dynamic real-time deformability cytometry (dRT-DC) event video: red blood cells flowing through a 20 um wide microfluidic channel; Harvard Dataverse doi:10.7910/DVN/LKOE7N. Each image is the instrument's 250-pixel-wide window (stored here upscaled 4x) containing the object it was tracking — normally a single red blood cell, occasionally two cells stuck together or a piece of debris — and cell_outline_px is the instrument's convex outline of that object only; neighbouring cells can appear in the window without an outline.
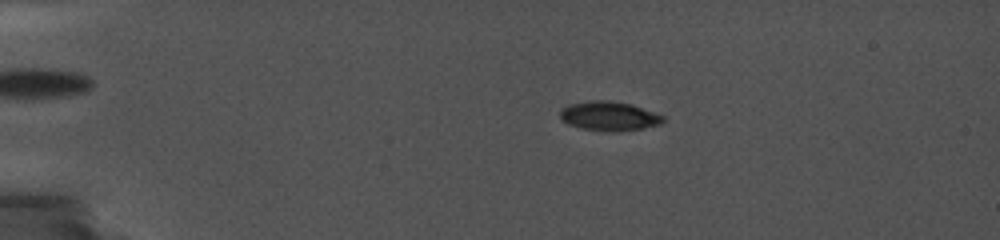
{"species": "common noctule bat (a hibernating species)", "species_latin": "Nyctalus noctula", "temperature_condition": "cold", "stored_images_in_passage": 37, "camera_frame_rate_fps": 5000, "um_per_image_px": 0.085, "animal": {"sex": "female", "body_mass_g": 19.0, "forearm_length_mm": 56.7}, "frame": {"image": 1, "passage_image": 10, "time_ms": 3.8, "image_size_px": [1000, 240], "cell_outline_px": [[664, 120], [660, 124], [644, 128], [612, 132], [608, 132], [580, 128], [568, 124], [560, 120], [560, 108], [568, 104], [588, 100], [612, 100], [632, 104], [664, 116]], "centroid_in_image_um": [51.72, 9.86], "position_along_channel_um": 33.3, "area_um2": 17.86}}
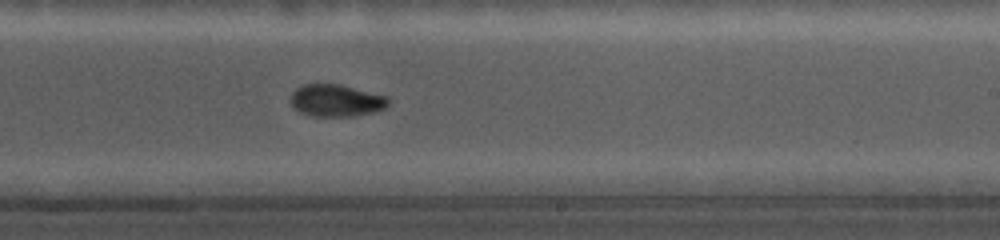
{"frame": {"image": 2, "passage_image": 25, "time_ms": 11.8, "image_size_px": [1000, 240], "cell_outline_px": [[388, 104], [384, 108], [372, 112], [348, 116], [316, 116], [300, 112], [292, 104], [292, 92], [296, 88], [304, 84], [340, 84], [388, 96]], "centroid_in_image_um": [28.58, 8.52], "position_along_channel_um": 260.4, "area_um2": 17.98}}
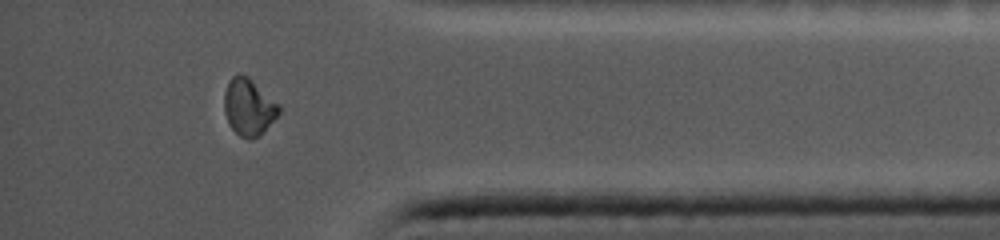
{"frame": {"image": 3, "passage_image": 34, "time_ms": 16.0, "image_size_px": [1000, 240], "cell_outline_px": [[280, 112], [252, 140], [240, 136], [228, 124], [224, 112], [224, 92], [232, 76], [248, 76], [280, 104]], "centroid_in_image_um": [21.12, 9.08], "position_along_channel_um": 414.1, "area_um2": 17.69}}